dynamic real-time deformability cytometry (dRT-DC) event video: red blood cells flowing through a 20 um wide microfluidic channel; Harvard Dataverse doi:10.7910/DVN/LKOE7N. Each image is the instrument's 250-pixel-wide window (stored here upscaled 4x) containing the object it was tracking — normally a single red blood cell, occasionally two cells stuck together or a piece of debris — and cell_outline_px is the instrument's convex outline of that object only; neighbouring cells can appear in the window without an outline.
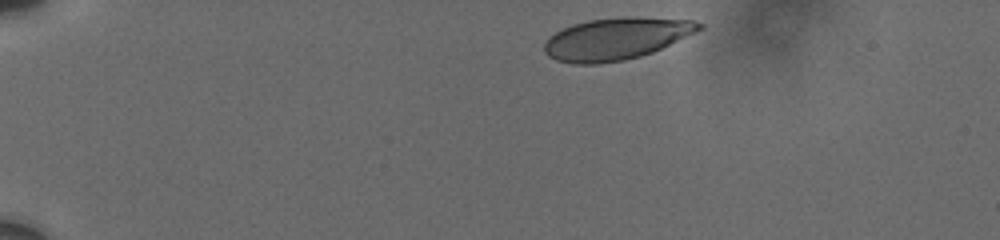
{"species": "human", "species_latin": "Homo sapiens", "temperature_condition": "cold", "stored_images_in_passage": 8, "camera_frame_rate_fps": 3000, "um_per_image_px": 0.085, "donor": {"sex": "male"}, "frame": {"image": 1, "passage_image": 1, "time_ms": 0.0, "image_size_px": [1000, 240], "cell_outline_px": [[704, 28], [696, 32], [652, 52], [640, 56], [624, 60], [596, 64], [576, 64], [556, 60], [548, 56], [544, 52], [544, 44], [548, 36], [572, 24], [588, 20], [624, 16], [632, 16], [692, 20], [704, 24]], "centroid_in_image_um": [52.36, 3.28], "position_along_channel_um": 32.6, "area_um2": 37.92}}
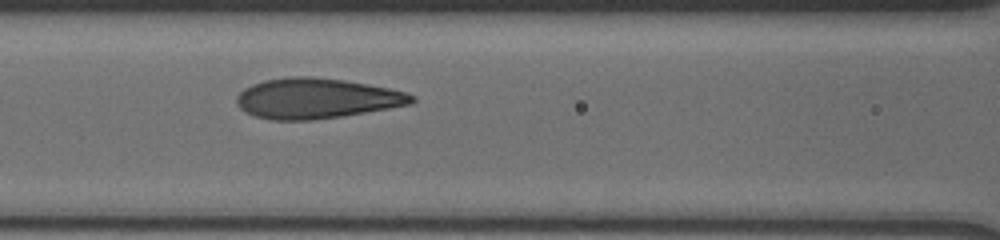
{"frame": {"image": 2, "passage_image": 7, "time_ms": 5.333, "image_size_px": [1000, 240], "cell_outline_px": [[416, 100], [412, 104], [344, 116], [312, 120], [272, 120], [256, 116], [240, 108], [236, 100], [236, 96], [244, 88], [252, 84], [264, 80], [288, 76], [312, 76], [344, 80], [368, 84], [388, 88], [404, 92], [416, 96]], "centroid_in_image_um": [26.91, 8.36], "position_along_channel_um": 139.7, "area_um2": 41.21}}
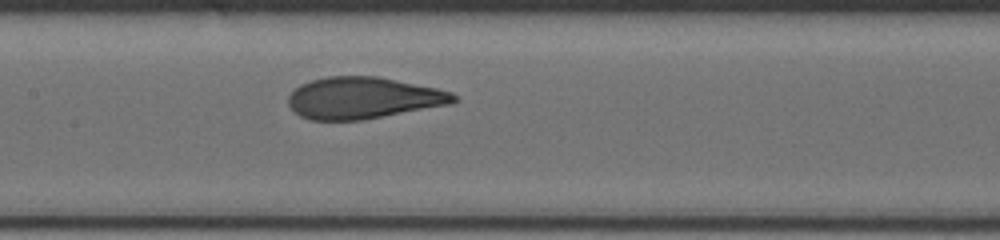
{"frame": {"image": 3, "passage_image": 8, "time_ms": 6.333, "image_size_px": [1000, 240], "cell_outline_px": [[456, 100], [448, 104], [360, 120], [308, 120], [300, 116], [288, 104], [288, 96], [300, 84], [324, 76], [380, 76], [436, 88], [452, 92], [456, 96]], "centroid_in_image_um": [30.82, 8.31], "position_along_channel_um": 176.6, "area_um2": 39.82}}